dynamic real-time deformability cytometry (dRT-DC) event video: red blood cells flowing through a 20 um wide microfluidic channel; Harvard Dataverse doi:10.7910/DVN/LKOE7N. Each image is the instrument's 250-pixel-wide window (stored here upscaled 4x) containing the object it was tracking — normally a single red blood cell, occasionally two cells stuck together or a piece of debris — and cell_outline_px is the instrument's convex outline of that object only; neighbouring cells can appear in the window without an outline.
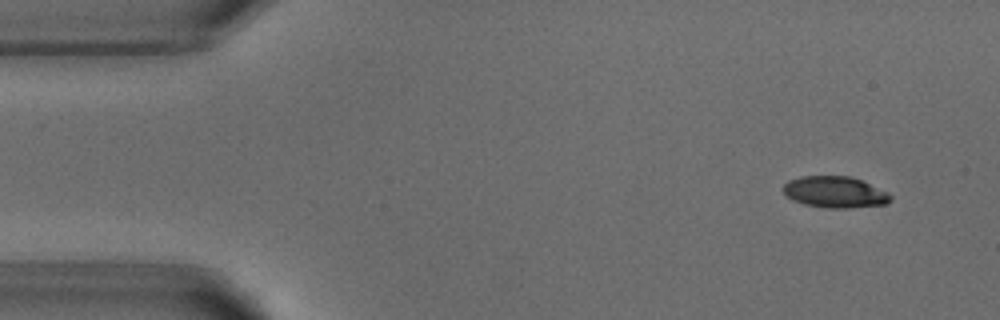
{"species": "common noctule bat (a hibernating species)", "species_latin": "Nyctalus noctula", "temperature_condition": "warm", "stored_images_in_passage": 5, "segment_of_instrument_passage": [1, 2], "camera_frame_rate_fps": 3000, "um_per_image_px": 0.085, "animal": {"sex": "male", "body_mass_g": 18.8}, "frame": {"image": 1, "passage_image": 1, "time_ms": 0.0, "image_size_px": [1000, 320], "cell_outline_px": [[892, 200], [888, 204], [848, 208], [828, 208], [804, 204], [792, 200], [784, 192], [784, 184], [788, 180], [800, 176], [848, 176], [860, 180], [888, 192], [892, 196]], "centroid_in_image_um": [70.98, 16.33], "position_along_channel_um": 14.0, "area_um2": 19.59}}